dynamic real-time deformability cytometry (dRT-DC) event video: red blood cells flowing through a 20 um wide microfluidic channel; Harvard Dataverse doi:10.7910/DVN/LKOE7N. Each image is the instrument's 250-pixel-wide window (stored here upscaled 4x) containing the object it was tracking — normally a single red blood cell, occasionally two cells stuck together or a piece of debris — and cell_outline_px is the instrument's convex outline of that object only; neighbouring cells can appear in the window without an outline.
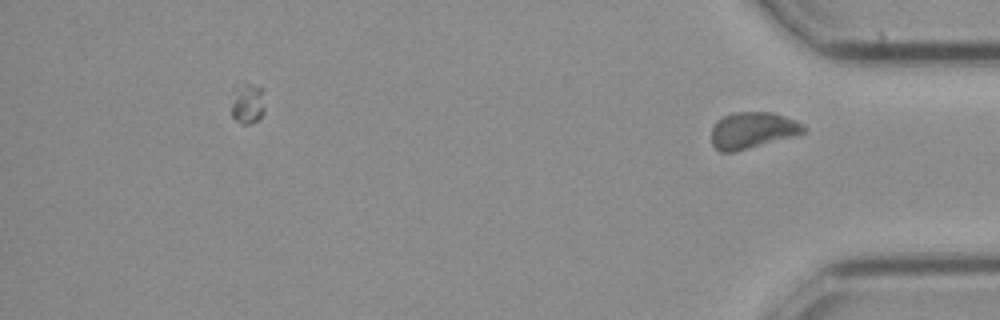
{"species": "common noctule bat (a hibernating species)", "species_latin": "Nyctalus noctula", "temperature_condition": "cold", "stored_images_in_passage": 22, "camera_frame_rate_fps": 3000, "um_per_image_px": 0.085, "animal": {"sex": "female", "body_mass_g": 21.9}, "frame": {"image": 1, "passage_image": 22, "time_ms": 7.0, "image_size_px": [1000, 320], "cell_outline_px": [[808, 132], [796, 136], [732, 152], [720, 152], [712, 144], [712, 128], [716, 120], [732, 112], [772, 112], [796, 120], [808, 128]], "centroid_in_image_um": [64.0, 11.06], "position_along_channel_um": 371.2, "area_um2": 19.71}}